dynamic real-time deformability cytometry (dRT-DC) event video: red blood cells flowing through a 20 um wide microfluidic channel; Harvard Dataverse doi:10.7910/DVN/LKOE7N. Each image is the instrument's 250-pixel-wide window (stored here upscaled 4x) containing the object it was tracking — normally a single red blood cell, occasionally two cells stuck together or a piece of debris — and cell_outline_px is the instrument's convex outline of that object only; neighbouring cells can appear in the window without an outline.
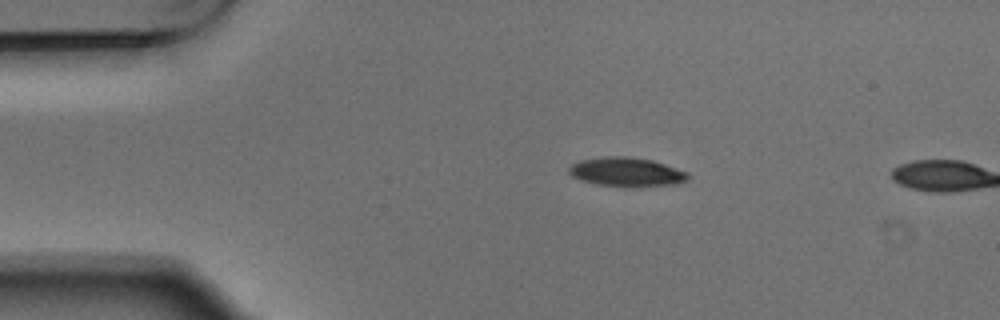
{"species": "Egyptian fruit bat (a non-hibernating species)", "species_latin": "Rousettus aegyptiacus", "temperature_condition": "warm", "stored_images_in_passage": 2, "camera_frame_rate_fps": 3000, "um_per_image_px": 0.085, "animal": {"sex": "male"}, "frame": {"image": 1, "passage_image": 1, "time_ms": 0.0, "image_size_px": [1000, 320], "cell_outline_px": [[692, 176], [688, 180], [680, 184], [624, 188], [596, 184], [580, 180], [572, 176], [568, 172], [568, 168], [572, 164], [580, 160], [604, 156], [628, 156], [652, 160], [688, 172]], "centroid_in_image_um": [53.28, 14.64], "position_along_channel_um": 31.7, "area_um2": 20.69}}